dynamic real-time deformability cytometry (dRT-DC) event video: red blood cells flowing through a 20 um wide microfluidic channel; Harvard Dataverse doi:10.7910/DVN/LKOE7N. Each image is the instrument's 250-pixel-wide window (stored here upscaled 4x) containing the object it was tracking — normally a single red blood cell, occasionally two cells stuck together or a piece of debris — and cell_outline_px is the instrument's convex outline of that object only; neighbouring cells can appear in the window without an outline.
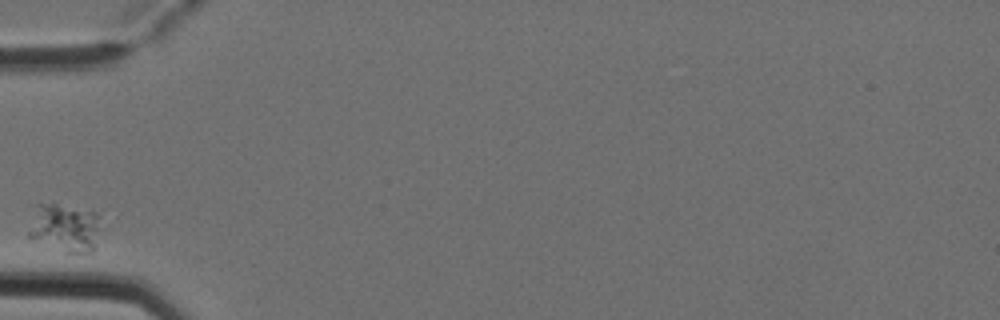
{"species": "Egyptian fruit bat (a non-hibernating species)", "species_latin": "Rousettus aegyptiacus", "temperature_condition": "cold", "stored_images_in_passage": 1, "camera_frame_rate_fps": 3000, "um_per_image_px": 0.085, "animal": {"sex": "female"}, "frame": {"image": 1, "passage_image": 1, "time_ms": 0.0, "image_size_px": [1000, 320], "cell_outline_px": [[100, 228], [96, 248], [92, 252], [64, 252], [28, 236], [28, 232], [32, 204], [52, 200], [96, 212]], "centroid_in_image_um": [5.47, 19.27], "position_along_channel_um": 79.5, "area_um2": 21.21}}